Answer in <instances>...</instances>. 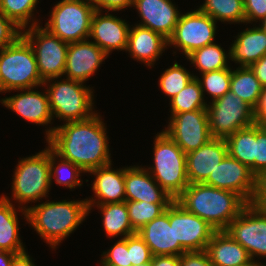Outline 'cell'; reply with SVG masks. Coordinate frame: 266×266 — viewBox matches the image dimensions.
Returning a JSON list of instances; mask_svg holds the SVG:
<instances>
[{
    "mask_svg": "<svg viewBox=\"0 0 266 266\" xmlns=\"http://www.w3.org/2000/svg\"><path fill=\"white\" fill-rule=\"evenodd\" d=\"M105 123L98 113L83 121L64 122L46 130L47 145L61 158L90 172L111 162Z\"/></svg>",
    "mask_w": 266,
    "mask_h": 266,
    "instance_id": "1",
    "label": "cell"
},
{
    "mask_svg": "<svg viewBox=\"0 0 266 266\" xmlns=\"http://www.w3.org/2000/svg\"><path fill=\"white\" fill-rule=\"evenodd\" d=\"M48 201L33 207L19 206L18 209L39 236L56 249L85 220L89 209L86 199Z\"/></svg>",
    "mask_w": 266,
    "mask_h": 266,
    "instance_id": "2",
    "label": "cell"
},
{
    "mask_svg": "<svg viewBox=\"0 0 266 266\" xmlns=\"http://www.w3.org/2000/svg\"><path fill=\"white\" fill-rule=\"evenodd\" d=\"M176 201L216 231L226 230L247 205L235 192L203 183L189 184Z\"/></svg>",
    "mask_w": 266,
    "mask_h": 266,
    "instance_id": "3",
    "label": "cell"
},
{
    "mask_svg": "<svg viewBox=\"0 0 266 266\" xmlns=\"http://www.w3.org/2000/svg\"><path fill=\"white\" fill-rule=\"evenodd\" d=\"M32 46L21 35L0 50V93L43 86Z\"/></svg>",
    "mask_w": 266,
    "mask_h": 266,
    "instance_id": "4",
    "label": "cell"
},
{
    "mask_svg": "<svg viewBox=\"0 0 266 266\" xmlns=\"http://www.w3.org/2000/svg\"><path fill=\"white\" fill-rule=\"evenodd\" d=\"M153 149L154 164L145 169L176 200L190 184L186 154L163 130L155 136Z\"/></svg>",
    "mask_w": 266,
    "mask_h": 266,
    "instance_id": "5",
    "label": "cell"
},
{
    "mask_svg": "<svg viewBox=\"0 0 266 266\" xmlns=\"http://www.w3.org/2000/svg\"><path fill=\"white\" fill-rule=\"evenodd\" d=\"M45 85L53 118L65 122L83 121L96 114L93 111L92 88L86 87L82 82L64 78L54 83L44 81L43 86L46 87Z\"/></svg>",
    "mask_w": 266,
    "mask_h": 266,
    "instance_id": "6",
    "label": "cell"
},
{
    "mask_svg": "<svg viewBox=\"0 0 266 266\" xmlns=\"http://www.w3.org/2000/svg\"><path fill=\"white\" fill-rule=\"evenodd\" d=\"M12 179L11 198L21 206L46 198L51 187L49 146L18 161Z\"/></svg>",
    "mask_w": 266,
    "mask_h": 266,
    "instance_id": "7",
    "label": "cell"
},
{
    "mask_svg": "<svg viewBox=\"0 0 266 266\" xmlns=\"http://www.w3.org/2000/svg\"><path fill=\"white\" fill-rule=\"evenodd\" d=\"M94 5L89 0H62L56 3L45 28L67 43L89 39Z\"/></svg>",
    "mask_w": 266,
    "mask_h": 266,
    "instance_id": "8",
    "label": "cell"
},
{
    "mask_svg": "<svg viewBox=\"0 0 266 266\" xmlns=\"http://www.w3.org/2000/svg\"><path fill=\"white\" fill-rule=\"evenodd\" d=\"M22 31V36L34 50L41 79L52 82L61 78L65 71L69 43L62 41L40 24Z\"/></svg>",
    "mask_w": 266,
    "mask_h": 266,
    "instance_id": "9",
    "label": "cell"
},
{
    "mask_svg": "<svg viewBox=\"0 0 266 266\" xmlns=\"http://www.w3.org/2000/svg\"><path fill=\"white\" fill-rule=\"evenodd\" d=\"M209 104L207 112L212 138L226 139L237 130L255 124L253 108L231 91Z\"/></svg>",
    "mask_w": 266,
    "mask_h": 266,
    "instance_id": "10",
    "label": "cell"
},
{
    "mask_svg": "<svg viewBox=\"0 0 266 266\" xmlns=\"http://www.w3.org/2000/svg\"><path fill=\"white\" fill-rule=\"evenodd\" d=\"M216 28V21L199 8L182 13L172 36L168 39V46L179 48L187 57L195 50L215 43Z\"/></svg>",
    "mask_w": 266,
    "mask_h": 266,
    "instance_id": "11",
    "label": "cell"
},
{
    "mask_svg": "<svg viewBox=\"0 0 266 266\" xmlns=\"http://www.w3.org/2000/svg\"><path fill=\"white\" fill-rule=\"evenodd\" d=\"M249 253L253 262L255 257L266 258V210L247 204L225 230Z\"/></svg>",
    "mask_w": 266,
    "mask_h": 266,
    "instance_id": "12",
    "label": "cell"
},
{
    "mask_svg": "<svg viewBox=\"0 0 266 266\" xmlns=\"http://www.w3.org/2000/svg\"><path fill=\"white\" fill-rule=\"evenodd\" d=\"M164 132L185 154L206 144L212 136L209 129L207 109L171 115Z\"/></svg>",
    "mask_w": 266,
    "mask_h": 266,
    "instance_id": "13",
    "label": "cell"
},
{
    "mask_svg": "<svg viewBox=\"0 0 266 266\" xmlns=\"http://www.w3.org/2000/svg\"><path fill=\"white\" fill-rule=\"evenodd\" d=\"M169 222H174L175 242L187 251H205L216 231L205 220L188 212L176 200L168 206Z\"/></svg>",
    "mask_w": 266,
    "mask_h": 266,
    "instance_id": "14",
    "label": "cell"
},
{
    "mask_svg": "<svg viewBox=\"0 0 266 266\" xmlns=\"http://www.w3.org/2000/svg\"><path fill=\"white\" fill-rule=\"evenodd\" d=\"M203 184L235 192L250 204L256 191V176L246 165L227 154Z\"/></svg>",
    "mask_w": 266,
    "mask_h": 266,
    "instance_id": "15",
    "label": "cell"
},
{
    "mask_svg": "<svg viewBox=\"0 0 266 266\" xmlns=\"http://www.w3.org/2000/svg\"><path fill=\"white\" fill-rule=\"evenodd\" d=\"M107 57L108 55L89 39L69 43L63 75H66L67 79L85 83Z\"/></svg>",
    "mask_w": 266,
    "mask_h": 266,
    "instance_id": "16",
    "label": "cell"
},
{
    "mask_svg": "<svg viewBox=\"0 0 266 266\" xmlns=\"http://www.w3.org/2000/svg\"><path fill=\"white\" fill-rule=\"evenodd\" d=\"M101 12L96 10L93 14L89 38L108 56L113 50L126 51L130 25L117 16Z\"/></svg>",
    "mask_w": 266,
    "mask_h": 266,
    "instance_id": "17",
    "label": "cell"
},
{
    "mask_svg": "<svg viewBox=\"0 0 266 266\" xmlns=\"http://www.w3.org/2000/svg\"><path fill=\"white\" fill-rule=\"evenodd\" d=\"M133 7L139 12L137 25L161 34L167 40L172 36L181 13L171 0H134Z\"/></svg>",
    "mask_w": 266,
    "mask_h": 266,
    "instance_id": "18",
    "label": "cell"
},
{
    "mask_svg": "<svg viewBox=\"0 0 266 266\" xmlns=\"http://www.w3.org/2000/svg\"><path fill=\"white\" fill-rule=\"evenodd\" d=\"M18 91L22 92L2 98L1 104L28 122L38 125L51 124L53 116L46 89L45 92L34 91L33 88L18 89Z\"/></svg>",
    "mask_w": 266,
    "mask_h": 266,
    "instance_id": "19",
    "label": "cell"
},
{
    "mask_svg": "<svg viewBox=\"0 0 266 266\" xmlns=\"http://www.w3.org/2000/svg\"><path fill=\"white\" fill-rule=\"evenodd\" d=\"M228 154L225 139L212 138L186 154L187 178L190 184L203 183Z\"/></svg>",
    "mask_w": 266,
    "mask_h": 266,
    "instance_id": "20",
    "label": "cell"
},
{
    "mask_svg": "<svg viewBox=\"0 0 266 266\" xmlns=\"http://www.w3.org/2000/svg\"><path fill=\"white\" fill-rule=\"evenodd\" d=\"M125 201L172 203L174 199L141 166L124 167Z\"/></svg>",
    "mask_w": 266,
    "mask_h": 266,
    "instance_id": "21",
    "label": "cell"
},
{
    "mask_svg": "<svg viewBox=\"0 0 266 266\" xmlns=\"http://www.w3.org/2000/svg\"><path fill=\"white\" fill-rule=\"evenodd\" d=\"M137 233L148 245L153 256H180L187 252L179 242H175L174 222H169L168 207L164 213L148 222Z\"/></svg>",
    "mask_w": 266,
    "mask_h": 266,
    "instance_id": "22",
    "label": "cell"
},
{
    "mask_svg": "<svg viewBox=\"0 0 266 266\" xmlns=\"http://www.w3.org/2000/svg\"><path fill=\"white\" fill-rule=\"evenodd\" d=\"M109 164L91 170L89 173L95 177L91 188L96 198L86 199L89 213L92 207L96 205L118 203L125 201V182L124 168L113 170Z\"/></svg>",
    "mask_w": 266,
    "mask_h": 266,
    "instance_id": "23",
    "label": "cell"
},
{
    "mask_svg": "<svg viewBox=\"0 0 266 266\" xmlns=\"http://www.w3.org/2000/svg\"><path fill=\"white\" fill-rule=\"evenodd\" d=\"M167 46L168 40L161 34L140 25L132 28L130 26L126 52L149 68L160 58Z\"/></svg>",
    "mask_w": 266,
    "mask_h": 266,
    "instance_id": "24",
    "label": "cell"
},
{
    "mask_svg": "<svg viewBox=\"0 0 266 266\" xmlns=\"http://www.w3.org/2000/svg\"><path fill=\"white\" fill-rule=\"evenodd\" d=\"M213 266L254 265L248 251L225 230L215 231L205 250Z\"/></svg>",
    "mask_w": 266,
    "mask_h": 266,
    "instance_id": "25",
    "label": "cell"
},
{
    "mask_svg": "<svg viewBox=\"0 0 266 266\" xmlns=\"http://www.w3.org/2000/svg\"><path fill=\"white\" fill-rule=\"evenodd\" d=\"M231 44L230 60L240 66L250 67L266 54V32L260 26L247 28L238 33Z\"/></svg>",
    "mask_w": 266,
    "mask_h": 266,
    "instance_id": "26",
    "label": "cell"
},
{
    "mask_svg": "<svg viewBox=\"0 0 266 266\" xmlns=\"http://www.w3.org/2000/svg\"><path fill=\"white\" fill-rule=\"evenodd\" d=\"M15 206L10 198L0 196V250L10 251L16 254L25 250L19 234V221Z\"/></svg>",
    "mask_w": 266,
    "mask_h": 266,
    "instance_id": "27",
    "label": "cell"
},
{
    "mask_svg": "<svg viewBox=\"0 0 266 266\" xmlns=\"http://www.w3.org/2000/svg\"><path fill=\"white\" fill-rule=\"evenodd\" d=\"M95 206L101 210L102 224L107 237L123 236L119 238L124 239L137 233L131 226L125 201Z\"/></svg>",
    "mask_w": 266,
    "mask_h": 266,
    "instance_id": "28",
    "label": "cell"
},
{
    "mask_svg": "<svg viewBox=\"0 0 266 266\" xmlns=\"http://www.w3.org/2000/svg\"><path fill=\"white\" fill-rule=\"evenodd\" d=\"M225 140L228 154L246 165L255 175L256 123L237 130Z\"/></svg>",
    "mask_w": 266,
    "mask_h": 266,
    "instance_id": "29",
    "label": "cell"
},
{
    "mask_svg": "<svg viewBox=\"0 0 266 266\" xmlns=\"http://www.w3.org/2000/svg\"><path fill=\"white\" fill-rule=\"evenodd\" d=\"M231 69L230 91L254 108L263 90L262 84L248 66Z\"/></svg>",
    "mask_w": 266,
    "mask_h": 266,
    "instance_id": "30",
    "label": "cell"
},
{
    "mask_svg": "<svg viewBox=\"0 0 266 266\" xmlns=\"http://www.w3.org/2000/svg\"><path fill=\"white\" fill-rule=\"evenodd\" d=\"M186 58L201 74L230 67L227 63L230 52L226 53L223 47L216 43L195 50Z\"/></svg>",
    "mask_w": 266,
    "mask_h": 266,
    "instance_id": "31",
    "label": "cell"
},
{
    "mask_svg": "<svg viewBox=\"0 0 266 266\" xmlns=\"http://www.w3.org/2000/svg\"><path fill=\"white\" fill-rule=\"evenodd\" d=\"M199 9L216 22L245 23L243 0H205Z\"/></svg>",
    "mask_w": 266,
    "mask_h": 266,
    "instance_id": "32",
    "label": "cell"
},
{
    "mask_svg": "<svg viewBox=\"0 0 266 266\" xmlns=\"http://www.w3.org/2000/svg\"><path fill=\"white\" fill-rule=\"evenodd\" d=\"M200 83L194 77L178 94L170 100L171 115L207 109Z\"/></svg>",
    "mask_w": 266,
    "mask_h": 266,
    "instance_id": "33",
    "label": "cell"
},
{
    "mask_svg": "<svg viewBox=\"0 0 266 266\" xmlns=\"http://www.w3.org/2000/svg\"><path fill=\"white\" fill-rule=\"evenodd\" d=\"M58 158L60 159V163L56 161ZM49 166L51 185L53 183L52 180L54 179L57 185L68 187L69 189L82 186L83 181L79 177L81 176L80 173H84V171L71 161L59 157L50 147Z\"/></svg>",
    "mask_w": 266,
    "mask_h": 266,
    "instance_id": "34",
    "label": "cell"
},
{
    "mask_svg": "<svg viewBox=\"0 0 266 266\" xmlns=\"http://www.w3.org/2000/svg\"><path fill=\"white\" fill-rule=\"evenodd\" d=\"M38 2L39 0H0V12L23 30L31 20L33 23L29 26L39 24L38 20L32 17Z\"/></svg>",
    "mask_w": 266,
    "mask_h": 266,
    "instance_id": "35",
    "label": "cell"
},
{
    "mask_svg": "<svg viewBox=\"0 0 266 266\" xmlns=\"http://www.w3.org/2000/svg\"><path fill=\"white\" fill-rule=\"evenodd\" d=\"M132 228L137 232L148 222L159 217L171 203H147L146 201H125Z\"/></svg>",
    "mask_w": 266,
    "mask_h": 266,
    "instance_id": "36",
    "label": "cell"
},
{
    "mask_svg": "<svg viewBox=\"0 0 266 266\" xmlns=\"http://www.w3.org/2000/svg\"><path fill=\"white\" fill-rule=\"evenodd\" d=\"M196 75L191 74L186 68L176 61L172 67L166 69L159 78V86L170 100L178 94Z\"/></svg>",
    "mask_w": 266,
    "mask_h": 266,
    "instance_id": "37",
    "label": "cell"
},
{
    "mask_svg": "<svg viewBox=\"0 0 266 266\" xmlns=\"http://www.w3.org/2000/svg\"><path fill=\"white\" fill-rule=\"evenodd\" d=\"M202 80L196 76L198 79L203 97L205 92L212 97V101L217 98L222 97L225 93L230 91L231 82V68H226L222 70H215L211 72H205L201 74Z\"/></svg>",
    "mask_w": 266,
    "mask_h": 266,
    "instance_id": "38",
    "label": "cell"
},
{
    "mask_svg": "<svg viewBox=\"0 0 266 266\" xmlns=\"http://www.w3.org/2000/svg\"><path fill=\"white\" fill-rule=\"evenodd\" d=\"M127 249L131 266H141L152 260L150 248L138 233L127 236Z\"/></svg>",
    "mask_w": 266,
    "mask_h": 266,
    "instance_id": "39",
    "label": "cell"
},
{
    "mask_svg": "<svg viewBox=\"0 0 266 266\" xmlns=\"http://www.w3.org/2000/svg\"><path fill=\"white\" fill-rule=\"evenodd\" d=\"M100 260L101 266H131L127 249V237L119 239L113 247L103 252Z\"/></svg>",
    "mask_w": 266,
    "mask_h": 266,
    "instance_id": "40",
    "label": "cell"
},
{
    "mask_svg": "<svg viewBox=\"0 0 266 266\" xmlns=\"http://www.w3.org/2000/svg\"><path fill=\"white\" fill-rule=\"evenodd\" d=\"M21 35L22 29L0 12V50L13 44Z\"/></svg>",
    "mask_w": 266,
    "mask_h": 266,
    "instance_id": "41",
    "label": "cell"
},
{
    "mask_svg": "<svg viewBox=\"0 0 266 266\" xmlns=\"http://www.w3.org/2000/svg\"><path fill=\"white\" fill-rule=\"evenodd\" d=\"M266 170V129L256 123L255 176Z\"/></svg>",
    "mask_w": 266,
    "mask_h": 266,
    "instance_id": "42",
    "label": "cell"
},
{
    "mask_svg": "<svg viewBox=\"0 0 266 266\" xmlns=\"http://www.w3.org/2000/svg\"><path fill=\"white\" fill-rule=\"evenodd\" d=\"M245 23L261 22L266 17V0H243Z\"/></svg>",
    "mask_w": 266,
    "mask_h": 266,
    "instance_id": "43",
    "label": "cell"
},
{
    "mask_svg": "<svg viewBox=\"0 0 266 266\" xmlns=\"http://www.w3.org/2000/svg\"><path fill=\"white\" fill-rule=\"evenodd\" d=\"M180 266H213L206 251H191L180 255Z\"/></svg>",
    "mask_w": 266,
    "mask_h": 266,
    "instance_id": "44",
    "label": "cell"
},
{
    "mask_svg": "<svg viewBox=\"0 0 266 266\" xmlns=\"http://www.w3.org/2000/svg\"><path fill=\"white\" fill-rule=\"evenodd\" d=\"M96 10L104 9L107 13L110 11H120L128 7H133L134 0H89ZM108 11H107V10Z\"/></svg>",
    "mask_w": 266,
    "mask_h": 266,
    "instance_id": "45",
    "label": "cell"
},
{
    "mask_svg": "<svg viewBox=\"0 0 266 266\" xmlns=\"http://www.w3.org/2000/svg\"><path fill=\"white\" fill-rule=\"evenodd\" d=\"M251 204L266 210V170L256 176V191Z\"/></svg>",
    "mask_w": 266,
    "mask_h": 266,
    "instance_id": "46",
    "label": "cell"
},
{
    "mask_svg": "<svg viewBox=\"0 0 266 266\" xmlns=\"http://www.w3.org/2000/svg\"><path fill=\"white\" fill-rule=\"evenodd\" d=\"M253 115L255 123L262 124L266 121V87H263L258 102L253 108Z\"/></svg>",
    "mask_w": 266,
    "mask_h": 266,
    "instance_id": "47",
    "label": "cell"
},
{
    "mask_svg": "<svg viewBox=\"0 0 266 266\" xmlns=\"http://www.w3.org/2000/svg\"><path fill=\"white\" fill-rule=\"evenodd\" d=\"M250 68L255 73L256 78L262 84L263 87H266V54L253 63Z\"/></svg>",
    "mask_w": 266,
    "mask_h": 266,
    "instance_id": "48",
    "label": "cell"
},
{
    "mask_svg": "<svg viewBox=\"0 0 266 266\" xmlns=\"http://www.w3.org/2000/svg\"><path fill=\"white\" fill-rule=\"evenodd\" d=\"M179 259L176 255L153 256L151 266H180Z\"/></svg>",
    "mask_w": 266,
    "mask_h": 266,
    "instance_id": "49",
    "label": "cell"
},
{
    "mask_svg": "<svg viewBox=\"0 0 266 266\" xmlns=\"http://www.w3.org/2000/svg\"><path fill=\"white\" fill-rule=\"evenodd\" d=\"M10 266H36V265L28 255L27 251H24L22 253L16 254L13 257Z\"/></svg>",
    "mask_w": 266,
    "mask_h": 266,
    "instance_id": "50",
    "label": "cell"
},
{
    "mask_svg": "<svg viewBox=\"0 0 266 266\" xmlns=\"http://www.w3.org/2000/svg\"><path fill=\"white\" fill-rule=\"evenodd\" d=\"M15 255L16 253L0 250V266H10Z\"/></svg>",
    "mask_w": 266,
    "mask_h": 266,
    "instance_id": "51",
    "label": "cell"
},
{
    "mask_svg": "<svg viewBox=\"0 0 266 266\" xmlns=\"http://www.w3.org/2000/svg\"><path fill=\"white\" fill-rule=\"evenodd\" d=\"M263 30L266 32V17L261 21V25H260Z\"/></svg>",
    "mask_w": 266,
    "mask_h": 266,
    "instance_id": "52",
    "label": "cell"
},
{
    "mask_svg": "<svg viewBox=\"0 0 266 266\" xmlns=\"http://www.w3.org/2000/svg\"><path fill=\"white\" fill-rule=\"evenodd\" d=\"M253 266H266V263H264L263 265L261 262H259V263H255Z\"/></svg>",
    "mask_w": 266,
    "mask_h": 266,
    "instance_id": "53",
    "label": "cell"
},
{
    "mask_svg": "<svg viewBox=\"0 0 266 266\" xmlns=\"http://www.w3.org/2000/svg\"><path fill=\"white\" fill-rule=\"evenodd\" d=\"M141 266H151V262L146 263V264H143V265H141Z\"/></svg>",
    "mask_w": 266,
    "mask_h": 266,
    "instance_id": "54",
    "label": "cell"
},
{
    "mask_svg": "<svg viewBox=\"0 0 266 266\" xmlns=\"http://www.w3.org/2000/svg\"><path fill=\"white\" fill-rule=\"evenodd\" d=\"M266 129V121L261 124Z\"/></svg>",
    "mask_w": 266,
    "mask_h": 266,
    "instance_id": "55",
    "label": "cell"
}]
</instances>
